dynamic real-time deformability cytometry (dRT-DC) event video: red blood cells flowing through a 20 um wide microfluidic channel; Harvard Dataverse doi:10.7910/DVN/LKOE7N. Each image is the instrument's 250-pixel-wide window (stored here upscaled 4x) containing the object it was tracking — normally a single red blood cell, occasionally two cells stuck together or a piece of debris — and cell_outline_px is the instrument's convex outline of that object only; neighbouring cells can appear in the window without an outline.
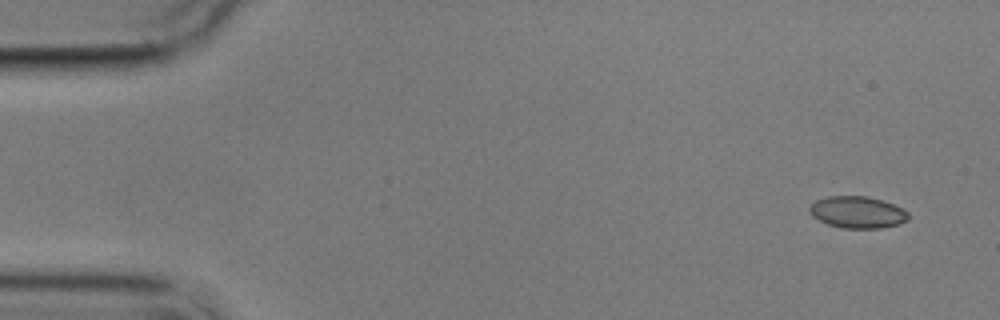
{"species": "common noctule bat (a hibernating species)", "species_latin": "Nyctalus noctula", "temperature_condition": "cold", "stored_images_in_passage": 2, "camera_frame_rate_fps": 3000, "um_per_image_px": 0.085, "animal": {"sex": "male", "body_mass_g": 17.9}, "frame": {"image": 1, "passage_image": 2, "time_ms": 2.0, "image_size_px": [1000, 320], "cell_outline_px": [[908, 220], [896, 224], [880, 228], [844, 228], [828, 224], [812, 216], [808, 208], [816, 200], [828, 196], [868, 196], [904, 208], [908, 212]], "centroid_in_image_um": [72.88, 18.03], "position_along_channel_um": 12.1, "area_um2": 18.15}}